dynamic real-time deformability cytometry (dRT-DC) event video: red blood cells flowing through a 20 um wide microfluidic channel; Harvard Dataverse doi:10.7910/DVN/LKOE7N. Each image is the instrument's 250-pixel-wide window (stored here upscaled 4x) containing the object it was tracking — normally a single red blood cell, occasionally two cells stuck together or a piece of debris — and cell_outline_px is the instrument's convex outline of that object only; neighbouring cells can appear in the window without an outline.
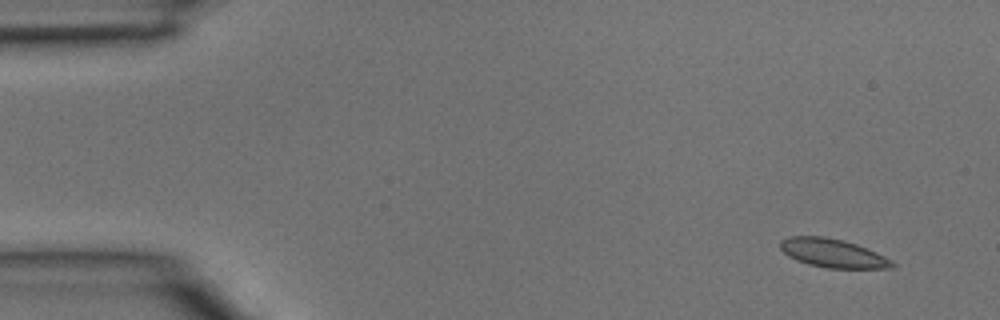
{"species": "common noctule bat (a hibernating species)", "species_latin": "Nyctalus noctula", "temperature_condition": "room temperature", "stored_images_in_passage": 3, "segment_of_instrument_passage": [2, 2], "camera_frame_rate_fps": 3000, "um_per_image_px": 0.085, "animal": {"sex": "male", "body_mass_g": 15.6}, "frame": {"image": 1, "passage_image": 3, "time_ms": 0.667, "image_size_px": [1000, 320], "cell_outline_px": [[896, 264], [892, 268], [828, 268], [808, 264], [796, 260], [788, 256], [780, 248], [780, 240], [788, 236], [824, 236], [856, 244], [876, 252], [892, 260]], "centroid_in_image_um": [70.77, 21.52], "position_along_channel_um": 14.2, "area_um2": 18.61}}